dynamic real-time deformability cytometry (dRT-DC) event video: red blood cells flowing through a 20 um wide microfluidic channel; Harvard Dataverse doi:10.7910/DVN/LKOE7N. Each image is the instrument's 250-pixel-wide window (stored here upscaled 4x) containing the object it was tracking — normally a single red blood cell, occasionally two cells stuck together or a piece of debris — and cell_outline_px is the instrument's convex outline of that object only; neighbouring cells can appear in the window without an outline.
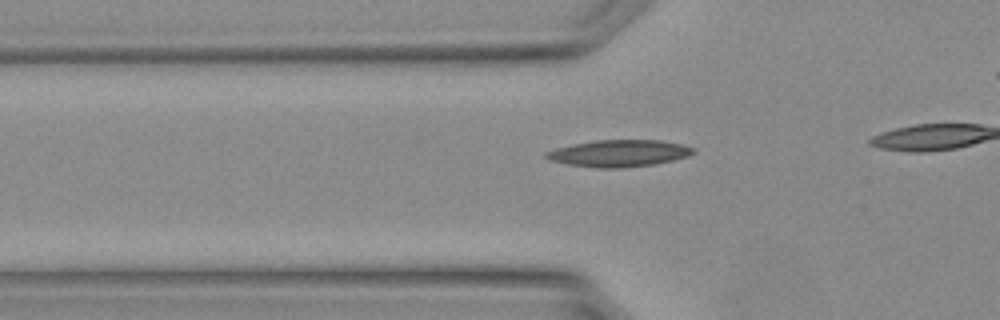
{"species": "Egyptian fruit bat (a non-hibernating species)", "species_latin": "Rousettus aegyptiacus", "temperature_condition": "warm", "stored_images_in_passage": 14, "camera_frame_rate_fps": 3000, "um_per_image_px": 0.085, "animal": {"sex": "female"}, "frame": {"image": 1, "passage_image": 10, "time_ms": 3.0, "image_size_px": [1000, 320], "cell_outline_px": [[696, 152], [688, 156], [672, 160], [652, 164], [620, 168], [596, 168], [568, 164], [548, 160], [544, 156], [544, 152], [556, 148], [572, 144], [596, 140], [660, 140], [680, 144], [696, 148]], "centroid_in_image_um": [52.59, 13.03], "position_along_channel_um": 73.2, "area_um2": 23.0}}